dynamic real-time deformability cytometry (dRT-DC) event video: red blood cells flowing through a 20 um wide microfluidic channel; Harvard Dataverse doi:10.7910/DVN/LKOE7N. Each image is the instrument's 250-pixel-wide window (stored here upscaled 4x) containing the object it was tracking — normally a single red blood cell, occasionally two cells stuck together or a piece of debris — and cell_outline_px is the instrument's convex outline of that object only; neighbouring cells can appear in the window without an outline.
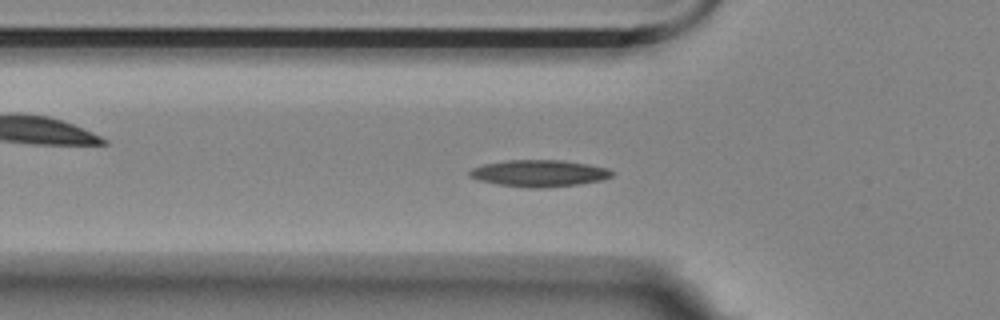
{"species": "Egyptian fruit bat (a non-hibernating species)", "species_latin": "Rousettus aegyptiacus", "temperature_condition": "room temperature", "stored_images_in_passage": 57, "camera_frame_rate_fps": 3000, "um_per_image_px": 0.085, "animal": {"sex": "female"}, "frame": {"image": 1, "passage_image": 18, "time_ms": 5.667, "image_size_px": [1000, 320], "cell_outline_px": [[616, 172], [612, 176], [600, 180], [576, 184], [544, 188], [528, 188], [496, 184], [480, 180], [468, 176], [468, 172], [472, 168], [484, 164], [508, 160], [564, 160], [588, 164], [608, 168]], "centroid_in_image_um": [45.83, 14.72], "position_along_channel_um": 80.0, "area_um2": 22.2}}
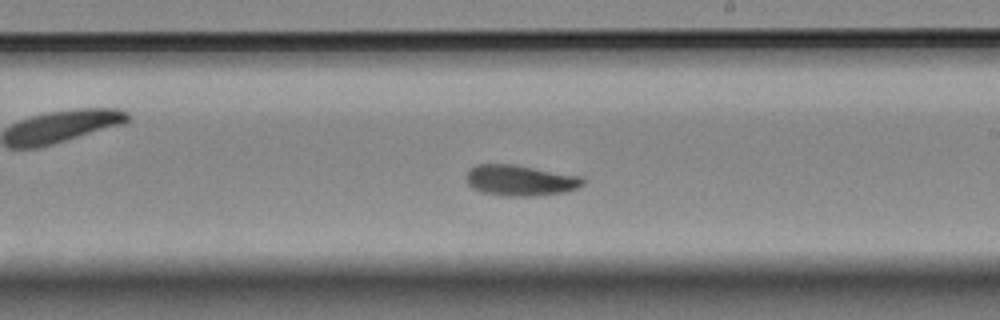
{"frame": {"image": 2, "passage_image": 32, "time_ms": 10.333, "image_size_px": [1000, 320], "cell_outline_px": [[584, 184], [576, 188], [564, 192], [536, 196], [504, 196], [484, 192], [472, 188], [464, 180], [464, 176], [468, 168], [476, 164], [512, 164], [584, 176]], "centroid_in_image_um": [44.18, 15.32], "position_along_channel_um": 244.8, "area_um2": 21.27}}
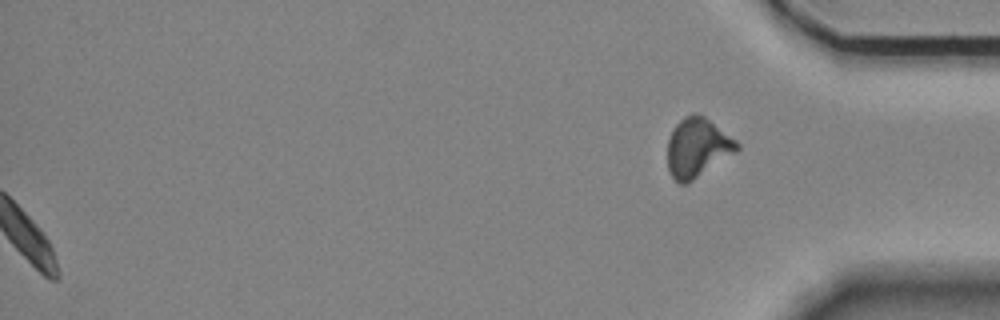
{"frame": {"image": 3, "passage_image": 57, "time_ms": 18.667, "image_size_px": [1000, 320], "cell_outline_px": [[740, 148], [736, 152], [692, 180], [684, 184], [680, 184], [672, 176], [668, 168], [668, 140], [672, 128], [684, 116], [704, 116], [736, 140], [740, 144]], "centroid_in_image_um": [59.28, 12.56], "position_along_channel_um": 375.9, "area_um2": 23.41}, "authors_computed_cell_mechanics": {"area_um2": 20.23, "velocity_mm_per_s": 3.5139, "shape_relaxation_time_tau1_ms": 5.5248, "shape_relaxation_time_tau2_ms": 6.0638, "deformation_change_tau1": 0.1219, "deformation_change_tau2": 0.1125}}